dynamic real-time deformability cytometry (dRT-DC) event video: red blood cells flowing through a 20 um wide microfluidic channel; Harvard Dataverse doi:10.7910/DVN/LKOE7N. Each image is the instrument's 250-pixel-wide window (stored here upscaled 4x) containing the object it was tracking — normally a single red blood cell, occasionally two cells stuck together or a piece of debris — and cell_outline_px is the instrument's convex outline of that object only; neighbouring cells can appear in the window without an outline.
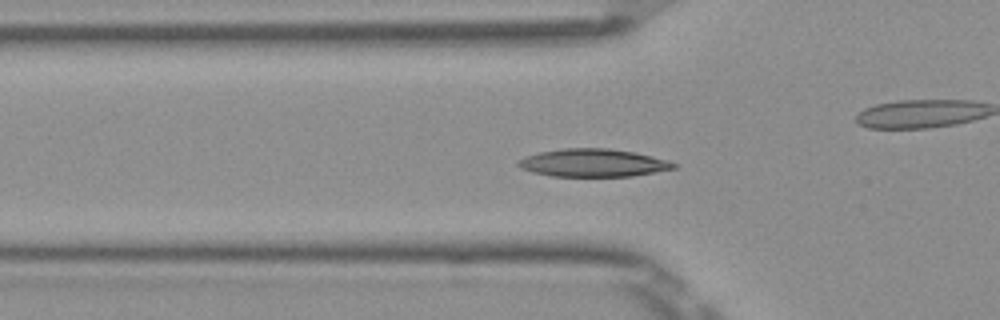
{"species": "Egyptian fruit bat (a non-hibernating species)", "species_latin": "Rousettus aegyptiacus", "temperature_condition": "room temperature", "stored_images_in_passage": 54, "camera_frame_rate_fps": 3000, "um_per_image_px": 0.085, "frame": {"image": 1, "passage_image": 18, "time_ms": 5.667, "image_size_px": [1000, 320], "cell_outline_px": [[676, 168], [632, 176], [552, 176], [532, 172], [520, 168], [516, 164], [516, 160], [524, 156], [540, 152], [564, 148], [608, 148], [636, 152], [668, 160], [676, 164]], "centroid_in_image_um": [50.38, 13.84], "position_along_channel_um": 75.4, "area_um2": 25.32}}
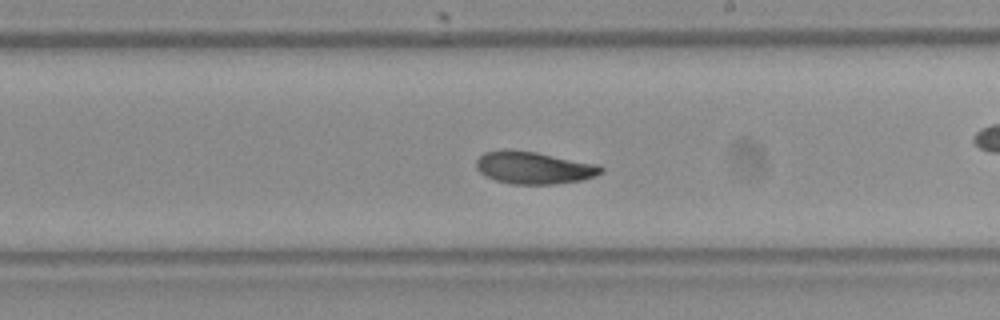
{"frame": {"image": 2, "passage_image": 31, "time_ms": 10.0, "image_size_px": [1000, 320], "cell_outline_px": [[604, 172], [596, 176], [580, 180], [552, 184], [512, 184], [496, 180], [484, 176], [476, 168], [476, 160], [484, 152], [504, 148], [508, 148], [536, 152], [600, 164], [604, 168]], "centroid_in_image_um": [45.37, 14.24], "position_along_channel_um": 243.6, "area_um2": 23.87}}
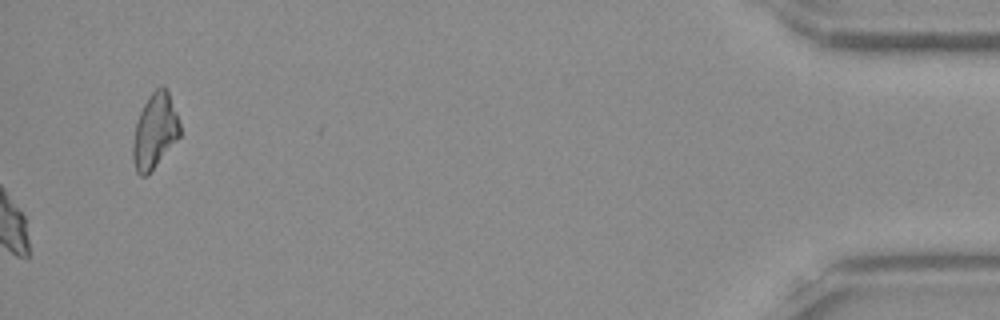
{"frame": {"image": 3, "passage_image": 54, "time_ms": 17.667, "image_size_px": [1000, 320], "cell_outline_px": [[180, 136], [152, 168], [144, 176], [140, 176], [136, 172], [132, 160], [132, 144], [136, 124], [140, 112], [148, 96], [156, 88], [164, 84], [168, 88], [180, 124]], "centroid_in_image_um": [13.15, 11.08], "position_along_channel_um": 422.1, "area_um2": 20.35}, "authors_computed_cell_mechanics": {"area_um2": 23.6402, "velocity_mm_per_s": 3.8616, "shape_relaxation_time_tau1_ms": 4.5186, "shape_relaxation_time_tau2_ms": 3.3439, "deformation_change_tau1": 0.135, "deformation_change_tau2": 0.0686}}